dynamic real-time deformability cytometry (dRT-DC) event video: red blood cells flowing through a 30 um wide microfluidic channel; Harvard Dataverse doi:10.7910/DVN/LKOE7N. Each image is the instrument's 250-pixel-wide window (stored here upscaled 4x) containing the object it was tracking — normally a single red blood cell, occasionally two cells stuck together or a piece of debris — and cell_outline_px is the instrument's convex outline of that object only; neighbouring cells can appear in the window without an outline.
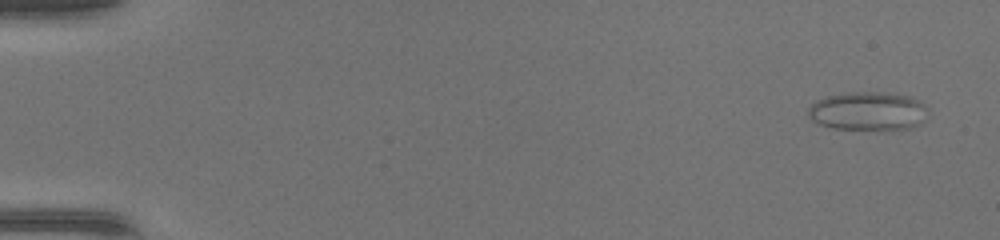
{"species": "common noctule bat (a hibernating species)", "species_latin": "Nyctalus noctula", "temperature_condition": "warm", "stored_images_in_passage": 46, "camera_frame_rate_fps": 3000, "um_per_image_px": 0.085, "animal": {"sex": "female", "body_mass_g": 17.0, "forearm_length_mm": 48.0}, "frame": {"image": 1, "passage_image": 1, "time_ms": 0.0, "image_size_px": [1000, 240], "cell_outline_px": [[928, 112], [920, 124], [908, 128], [832, 128], [820, 124], [812, 120], [808, 116], [808, 108], [816, 100], [828, 96], [844, 92], [876, 92], [912, 96], [928, 108]], "centroid_in_image_um": [73.76, 9.42], "position_along_channel_um": 11.2, "area_um2": 26.53}}
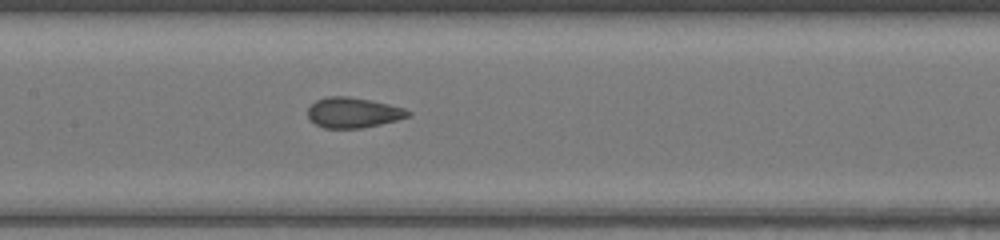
{"frame": {"image": 2, "passage_image": 23, "time_ms": 7.333, "image_size_px": [1000, 240], "cell_outline_px": [[412, 112], [408, 116], [396, 120], [380, 124], [360, 128], [324, 128], [308, 120], [308, 108], [316, 100], [328, 96], [348, 96], [372, 100], [404, 108]], "centroid_in_image_um": [29.99, 9.57], "position_along_channel_um": 177.4, "area_um2": 17.69}}
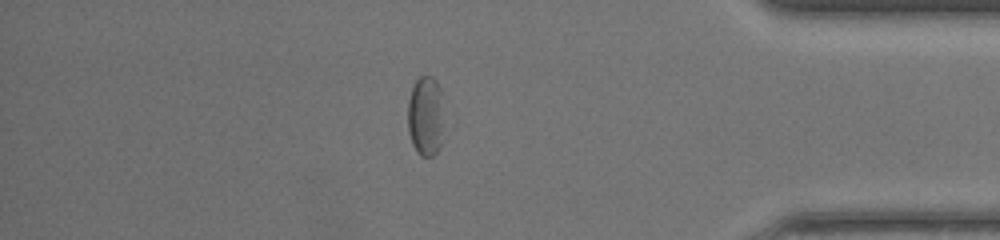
{"frame": {"image": 3, "passage_image": 40, "time_ms": 13.0, "image_size_px": [1000, 240], "cell_outline_px": [[448, 120], [440, 148], [432, 156], [420, 156], [416, 152], [412, 144], [408, 132], [408, 100], [412, 88], [416, 80], [420, 76], [432, 76], [436, 80], [440, 88]], "centroid_in_image_um": [36.25, 9.89], "position_along_channel_um": 398.9, "area_um2": 18.09}, "authors_computed_cell_mechanics": {"area_um2": 18.3226, "velocity_mm_per_s": 4.4114, "shape_relaxation_time_tau1_ms": null, "shape_relaxation_time_tau2_ms": 1.0409, "deformation_change_tau1": null, "deformation_change_tau2": 0.0485}}